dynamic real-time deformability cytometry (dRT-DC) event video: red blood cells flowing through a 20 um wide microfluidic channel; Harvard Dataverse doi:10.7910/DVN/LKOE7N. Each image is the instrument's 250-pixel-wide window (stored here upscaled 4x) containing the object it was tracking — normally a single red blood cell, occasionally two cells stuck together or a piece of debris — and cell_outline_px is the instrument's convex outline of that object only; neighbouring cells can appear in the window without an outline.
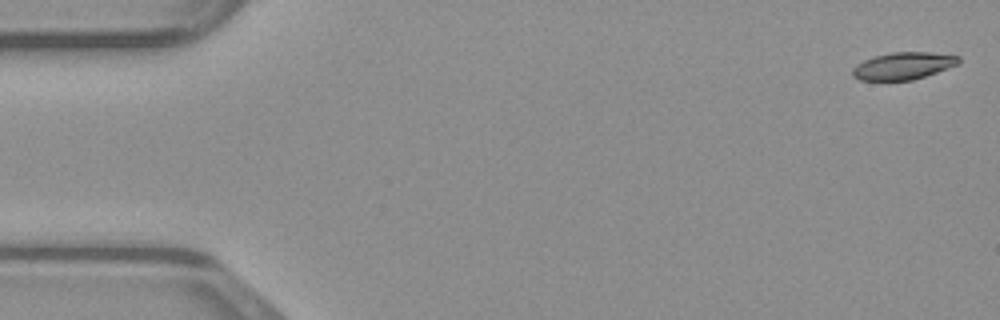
{"species": "common noctule bat (a hibernating species)", "species_latin": "Nyctalus noctula", "temperature_condition": "warm", "stored_images_in_passage": 9, "camera_frame_rate_fps": 3000, "um_per_image_px": 0.085, "animal": {"sex": "male", "body_mass_g": 23.1, "forearm_length_mm": 52.7}, "frame": {"image": 1, "passage_image": 1, "time_ms": 0.0, "image_size_px": [1000, 320], "cell_outline_px": [[960, 64], [912, 80], [860, 80], [852, 76], [852, 68], [856, 64], [864, 60], [876, 56], [892, 52], [928, 52], [960, 56]], "centroid_in_image_um": [76.77, 5.59], "position_along_channel_um": 8.2, "area_um2": 16.76}}